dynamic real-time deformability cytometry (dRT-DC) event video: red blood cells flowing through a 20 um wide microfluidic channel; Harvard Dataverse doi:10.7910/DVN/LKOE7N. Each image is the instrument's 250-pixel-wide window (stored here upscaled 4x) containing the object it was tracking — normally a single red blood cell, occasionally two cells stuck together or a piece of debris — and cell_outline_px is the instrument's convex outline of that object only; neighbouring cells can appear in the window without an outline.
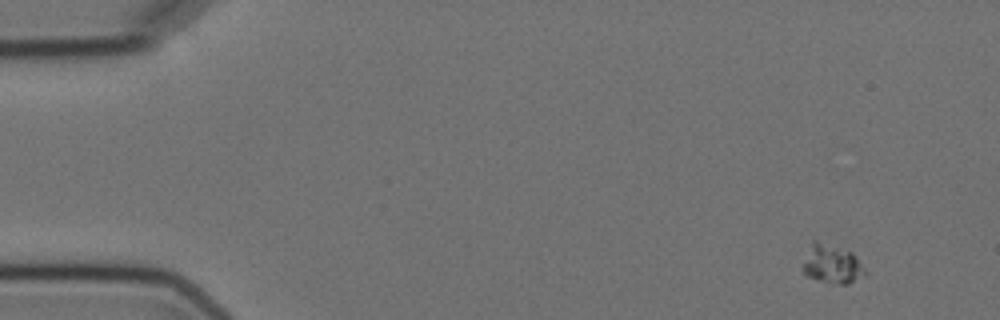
{"species": "Egyptian fruit bat (a non-hibernating species)", "species_latin": "Rousettus aegyptiacus", "temperature_condition": "cold", "stored_images_in_passage": 3, "camera_frame_rate_fps": 3000, "um_per_image_px": 0.085, "animal": {"sex": "female"}, "frame": {"image": 1, "passage_image": 1, "time_ms": 0.0, "image_size_px": [1000, 320], "cell_outline_px": [[868, 276], [848, 284], [840, 284], [816, 280], [804, 276], [804, 264], [812, 240], [816, 240], [852, 252], [856, 256], [864, 268]], "centroid_in_image_um": [70.77, 22.48], "position_along_channel_um": 14.2, "area_um2": 14.05}}